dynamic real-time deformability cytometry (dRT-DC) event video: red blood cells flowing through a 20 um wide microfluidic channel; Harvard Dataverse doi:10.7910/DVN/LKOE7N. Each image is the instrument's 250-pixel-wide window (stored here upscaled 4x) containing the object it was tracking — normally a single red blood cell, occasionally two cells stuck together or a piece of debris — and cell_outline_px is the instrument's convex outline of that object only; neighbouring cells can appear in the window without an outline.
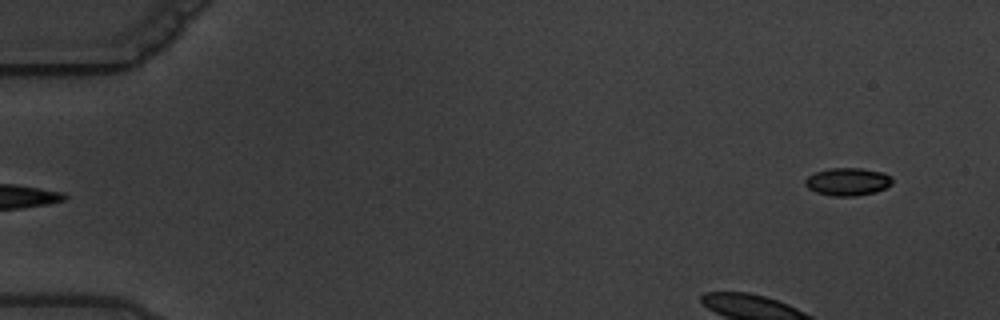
{"species": "common noctule bat (a hibernating species)", "species_latin": "Nyctalus noctula", "temperature_condition": "warm", "stored_images_in_passage": 7, "segment_of_instrument_passage": [2, 2], "camera_frame_rate_fps": 3000, "um_per_image_px": 0.085, "animal": {"sex": "male", "body_mass_g": 19.5, "forearm_length_mm": 54.6}, "frame": {"image": 1, "passage_image": 7, "time_ms": 7.0, "image_size_px": [1000, 320], "cell_outline_px": [[892, 184], [876, 192], [856, 196], [832, 196], [816, 192], [808, 188], [804, 184], [804, 180], [808, 176], [816, 172], [832, 168], [864, 168], [884, 172], [892, 176]], "centroid_in_image_um": [72.07, 15.44], "position_along_channel_um": 12.9, "area_um2": 14.22}}